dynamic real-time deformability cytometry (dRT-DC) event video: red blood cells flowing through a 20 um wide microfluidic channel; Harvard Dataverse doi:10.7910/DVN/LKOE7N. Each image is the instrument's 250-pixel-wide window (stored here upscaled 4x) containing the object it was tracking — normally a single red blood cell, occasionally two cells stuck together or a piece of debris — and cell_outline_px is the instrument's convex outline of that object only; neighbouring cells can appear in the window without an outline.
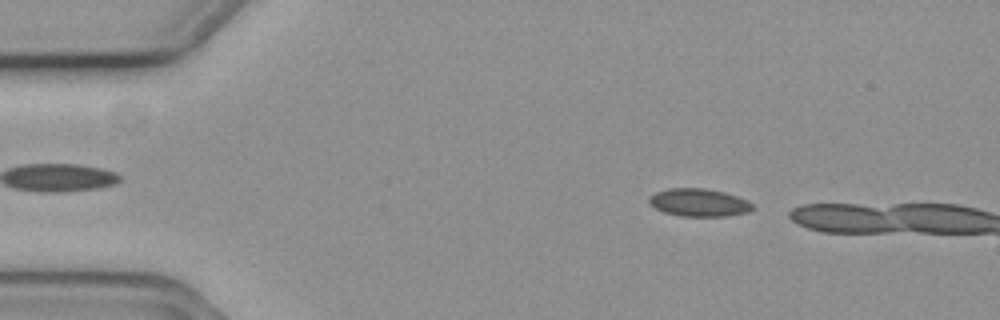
{"species": "common noctule bat (a hibernating species)", "species_latin": "Nyctalus noctula", "temperature_condition": "cold", "stored_images_in_passage": 9, "camera_frame_rate_fps": 3000, "um_per_image_px": 0.085, "animal": {"sex": "female", "body_mass_g": 19.3, "forearm_length_mm": 54.1}, "frame": {"image": 1, "passage_image": 2, "time_ms": 0.333, "image_size_px": [1000, 320], "cell_outline_px": [[756, 208], [748, 212], [728, 216], [680, 216], [664, 212], [648, 204], [648, 196], [656, 192], [668, 188], [704, 188], [724, 192], [748, 200]], "centroid_in_image_um": [59.4, 17.22], "position_along_channel_um": 25.6, "area_um2": 16.94}}